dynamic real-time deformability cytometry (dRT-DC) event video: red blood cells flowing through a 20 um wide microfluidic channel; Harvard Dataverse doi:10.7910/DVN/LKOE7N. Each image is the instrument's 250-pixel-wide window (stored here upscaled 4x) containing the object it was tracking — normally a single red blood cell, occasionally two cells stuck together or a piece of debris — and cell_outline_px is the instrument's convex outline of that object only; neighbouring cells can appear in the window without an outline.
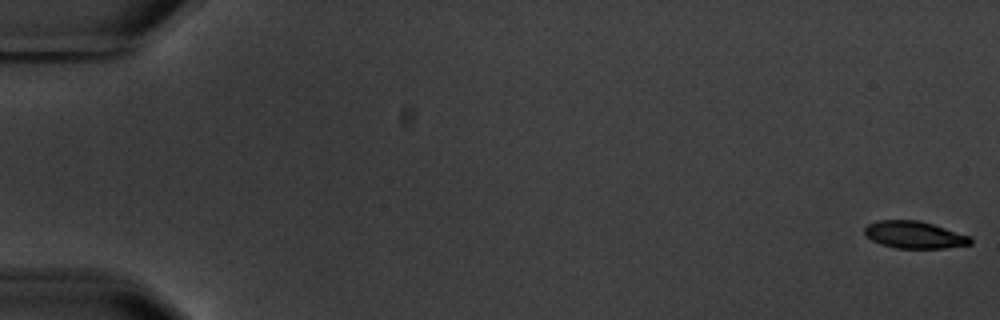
{"species": "common noctule bat (a hibernating species)", "species_latin": "Nyctalus noctula", "temperature_condition": "warm", "stored_images_in_passage": 6, "camera_frame_rate_fps": 3000, "um_per_image_px": 0.085, "animal": {"sex": "male", "body_mass_g": 20.1, "forearm_length_mm": 53.5}, "frame": {"image": 1, "passage_image": 1, "time_ms": 0.0, "image_size_px": [1000, 320], "cell_outline_px": [[972, 244], [944, 248], [896, 248], [880, 244], [872, 240], [864, 232], [864, 228], [868, 224], [880, 220], [920, 220], [972, 236]], "centroid_in_image_um": [77.76, 19.96], "position_along_channel_um": 7.2, "area_um2": 16.82}}